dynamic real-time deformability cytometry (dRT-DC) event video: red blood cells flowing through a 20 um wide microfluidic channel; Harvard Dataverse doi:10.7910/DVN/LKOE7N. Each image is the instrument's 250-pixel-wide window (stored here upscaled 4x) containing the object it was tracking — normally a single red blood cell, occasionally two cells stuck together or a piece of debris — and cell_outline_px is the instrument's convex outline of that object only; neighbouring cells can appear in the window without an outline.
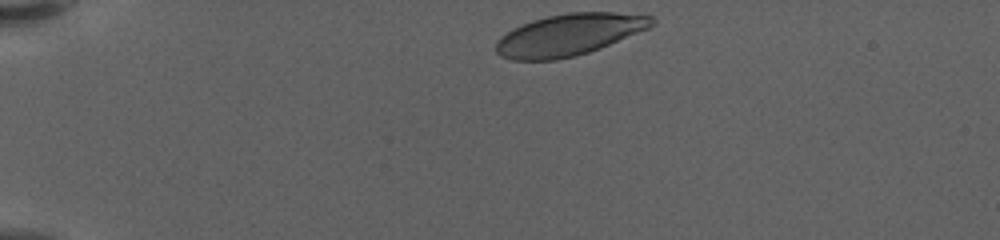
{"species": "human", "species_latin": "Homo sapiens", "temperature_condition": "warm", "stored_images_in_passage": 39, "camera_frame_rate_fps": 3000, "um_per_image_px": 0.085, "donor": {"sex": "female"}, "frame": {"image": 1, "passage_image": 1, "time_ms": 0.0, "image_size_px": [1000, 240], "cell_outline_px": [[656, 20], [648, 28], [600, 48], [576, 56], [556, 60], [512, 60], [500, 56], [496, 52], [496, 40], [500, 36], [512, 28], [532, 20], [548, 16], [568, 12], [612, 12], [652, 16]], "centroid_in_image_um": [48.32, 2.96], "position_along_channel_um": 36.7, "area_um2": 37.8}}
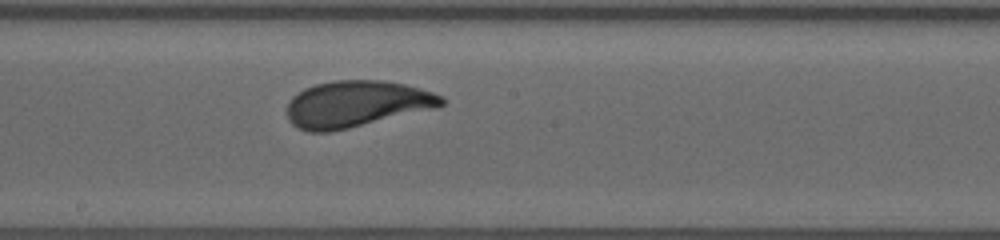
{"frame": {"image": 2, "passage_image": 22, "time_ms": 7.0, "image_size_px": [1000, 240], "cell_outline_px": [[444, 104], [436, 108], [348, 128], [328, 132], [308, 132], [292, 124], [288, 120], [288, 104], [292, 96], [304, 88], [316, 84], [332, 80], [384, 80], [404, 84], [420, 88], [444, 96]], "centroid_in_image_um": [30.29, 8.83], "position_along_channel_um": 217.9, "area_um2": 41.73}}
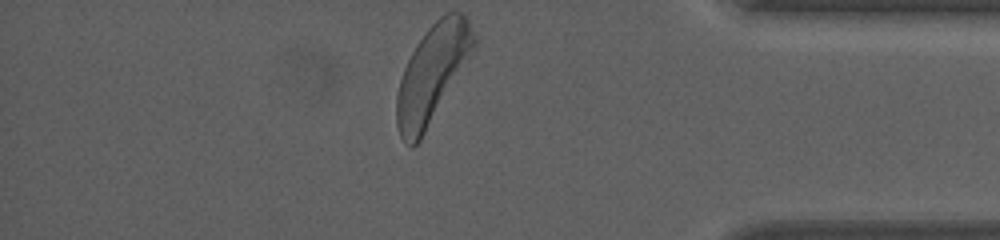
{"frame": {"image": 3, "passage_image": 39, "time_ms": 12.667, "image_size_px": [1000, 240], "cell_outline_px": [[476, 44], [420, 140], [412, 148], [400, 136], [396, 124], [396, 96], [400, 80], [404, 68], [416, 44], [428, 28], [440, 16], [448, 12], [460, 12], [468, 20], [476, 36]], "centroid_in_image_um": [36.71, 6.25], "position_along_channel_um": 398.5, "area_um2": 42.66}, "authors_computed_cell_mechanics": {"area_um2": 40.9802, "velocity_mm_per_s": 3.5664, "shape_relaxation_time_tau1_ms": 1.956, "shape_relaxation_time_tau2_ms": 0.858, "deformation_change_tau1": 0.1395, "deformation_change_tau2": 0.0771}}